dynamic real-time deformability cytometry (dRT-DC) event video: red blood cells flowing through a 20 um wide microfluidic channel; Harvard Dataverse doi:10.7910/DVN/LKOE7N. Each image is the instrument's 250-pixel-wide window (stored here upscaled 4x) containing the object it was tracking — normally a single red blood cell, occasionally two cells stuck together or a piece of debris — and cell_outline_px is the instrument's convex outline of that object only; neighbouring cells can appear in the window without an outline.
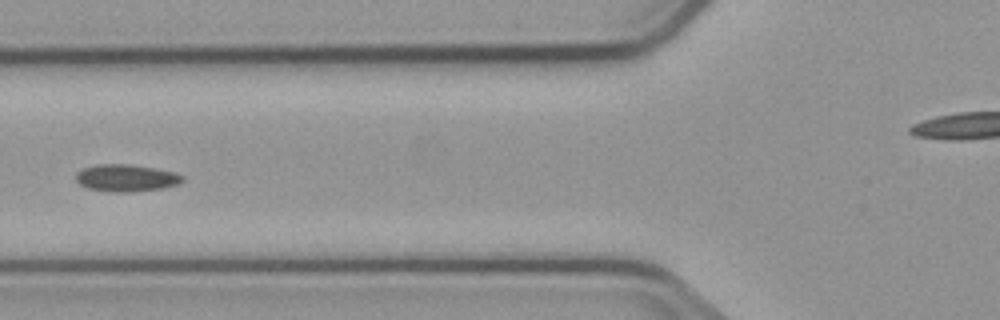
{"species": "common noctule bat (a hibernating species)", "species_latin": "Nyctalus noctula", "temperature_condition": "cold", "stored_images_in_passage": 2, "camera_frame_rate_fps": 3000, "um_per_image_px": 0.085, "animal": {"sex": "male", "body_mass_g": 23.1, "forearm_length_mm": 52.7}, "frame": {"image": 1, "passage_image": 2, "time_ms": 1.0, "image_size_px": [1000, 320], "cell_outline_px": [[184, 180], [176, 184], [164, 188], [132, 192], [112, 192], [88, 188], [80, 184], [76, 180], [76, 172], [84, 168], [96, 164], [128, 164], [152, 168], [172, 172], [184, 176]], "centroid_in_image_um": [10.7, 15.13], "position_along_channel_um": 115.1, "area_um2": 16.7}}